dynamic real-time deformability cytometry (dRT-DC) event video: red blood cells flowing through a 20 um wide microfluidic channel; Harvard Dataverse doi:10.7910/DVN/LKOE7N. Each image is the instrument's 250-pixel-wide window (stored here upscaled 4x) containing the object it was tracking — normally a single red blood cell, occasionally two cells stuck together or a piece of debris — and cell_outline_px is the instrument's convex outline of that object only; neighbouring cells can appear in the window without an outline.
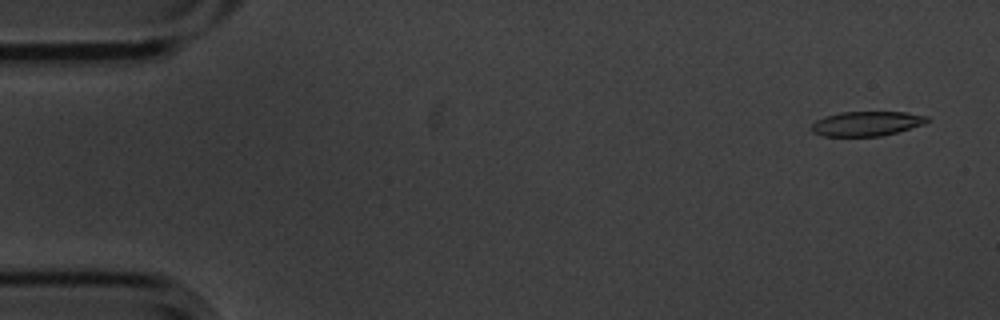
{"species": "common noctule bat (a hibernating species)", "species_latin": "Nyctalus noctula", "temperature_condition": "cold", "stored_images_in_passage": 55, "camera_frame_rate_fps": 3000, "um_per_image_px": 0.085, "animal": {"sex": "male", "body_mass_g": 20.1, "forearm_length_mm": 53.5}, "frame": {"image": 1, "passage_image": 3, "time_ms": 0.667, "image_size_px": [1000, 320], "cell_outline_px": [[928, 120], [924, 124], [896, 132], [880, 136], [824, 136], [812, 132], [812, 124], [816, 120], [824, 116], [840, 112], [904, 112], [928, 116]], "centroid_in_image_um": [73.64, 10.5], "position_along_channel_um": 11.4, "area_um2": 16.47}}
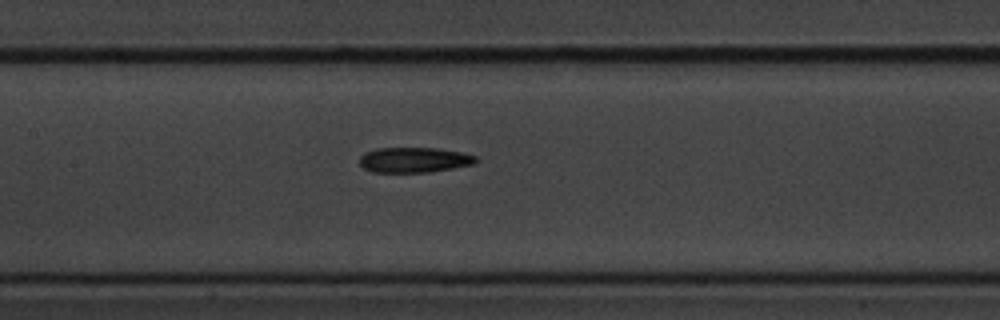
{"frame": {"image": 2, "passage_image": 26, "time_ms": 8.333, "image_size_px": [1000, 320], "cell_outline_px": [[480, 160], [472, 164], [452, 168], [428, 172], [372, 172], [364, 168], [360, 164], [360, 156], [364, 152], [376, 148], [440, 148], [460, 152], [476, 156]], "centroid_in_image_um": [35.19, 13.58], "position_along_channel_um": 172.2, "area_um2": 17.11}}
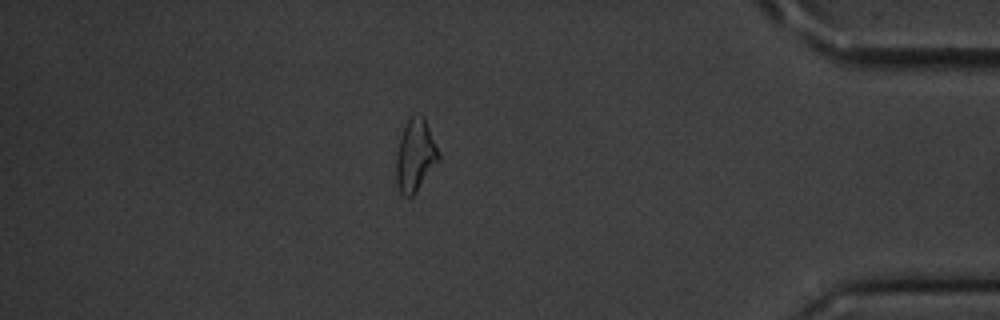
{"frame": {"image": 3, "passage_image": 48, "time_ms": 15.667, "image_size_px": [1000, 320], "cell_outline_px": [[440, 160], [416, 192], [412, 196], [404, 196], [400, 192], [396, 184], [396, 156], [400, 140], [408, 116], [424, 116], [440, 152]], "centroid_in_image_um": [35.32, 13.23], "position_along_channel_um": 399.9, "area_um2": 17.92}, "authors_computed_cell_mechanics": {"area_um2": 17.5134, "velocity_mm_per_s": 3.621, "shape_relaxation_time_tau1_ms": 5.0189, "shape_relaxation_time_tau2_ms": 5.2402, "deformation_change_tau1": 0.1793, "deformation_change_tau2": 0.1625}}